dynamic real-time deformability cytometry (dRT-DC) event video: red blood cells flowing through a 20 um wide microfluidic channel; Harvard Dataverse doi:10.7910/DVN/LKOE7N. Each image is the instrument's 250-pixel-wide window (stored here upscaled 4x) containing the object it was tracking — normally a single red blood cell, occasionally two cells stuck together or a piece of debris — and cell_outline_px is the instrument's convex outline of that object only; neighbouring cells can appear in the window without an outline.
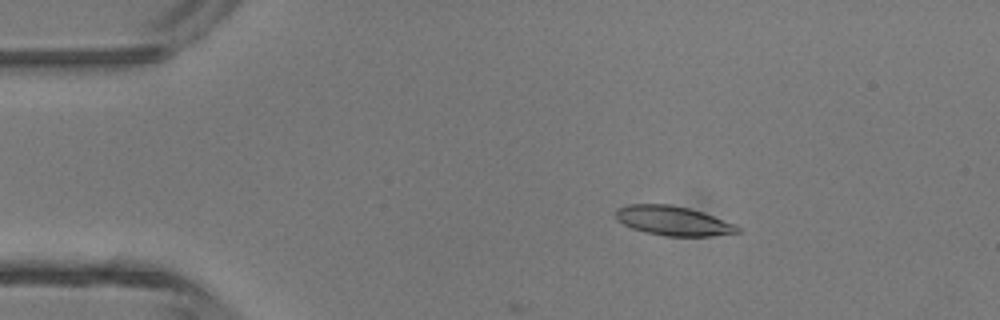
{"species": "common noctule bat (a hibernating species)", "species_latin": "Nyctalus noctula", "temperature_condition": "room temperature", "stored_images_in_passage": 5, "camera_frame_rate_fps": 3000, "um_per_image_px": 0.085, "animal": {"sex": "male", "body_mass_g": 13.3}, "frame": {"image": 1, "passage_image": 2, "time_ms": 0.333, "image_size_px": [1000, 320], "cell_outline_px": [[740, 232], [708, 236], [664, 236], [644, 232], [632, 228], [616, 220], [616, 208], [628, 204], [672, 204], [704, 212], [736, 224], [740, 228]], "centroid_in_image_um": [57.21, 18.76], "position_along_channel_um": 27.8, "area_um2": 21.04}}
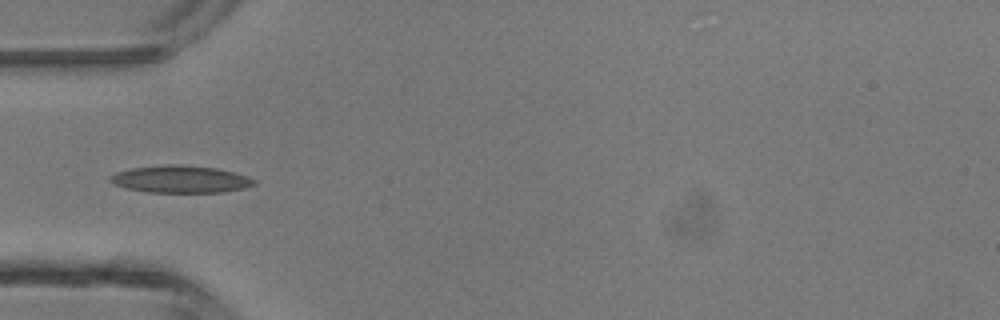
{"frame": {"image": 2, "passage_image": 4, "time_ms": 1.0, "image_size_px": [1000, 320], "cell_outline_px": [[256, 184], [244, 188], [224, 192], [148, 192], [128, 188], [112, 184], [108, 180], [108, 176], [116, 172], [132, 168], [164, 164], [180, 164], [216, 168], [248, 176], [256, 180]], "centroid_in_image_um": [15.32, 15.22], "position_along_channel_um": 69.7, "area_um2": 22.95}}
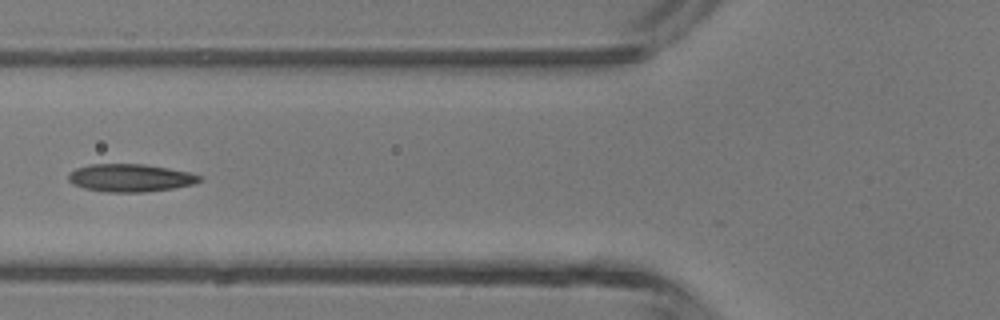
{"frame": {"image": 3, "passage_image": 5, "time_ms": 1.333, "image_size_px": [1000, 320], "cell_outline_px": [[204, 180], [192, 184], [172, 188], [144, 192], [104, 192], [84, 188], [72, 184], [68, 180], [68, 172], [76, 168], [88, 164], [144, 164], [168, 168], [188, 172], [204, 176]], "centroid_in_image_um": [11.06, 15.11], "position_along_channel_um": 114.7, "area_um2": 21.39}}